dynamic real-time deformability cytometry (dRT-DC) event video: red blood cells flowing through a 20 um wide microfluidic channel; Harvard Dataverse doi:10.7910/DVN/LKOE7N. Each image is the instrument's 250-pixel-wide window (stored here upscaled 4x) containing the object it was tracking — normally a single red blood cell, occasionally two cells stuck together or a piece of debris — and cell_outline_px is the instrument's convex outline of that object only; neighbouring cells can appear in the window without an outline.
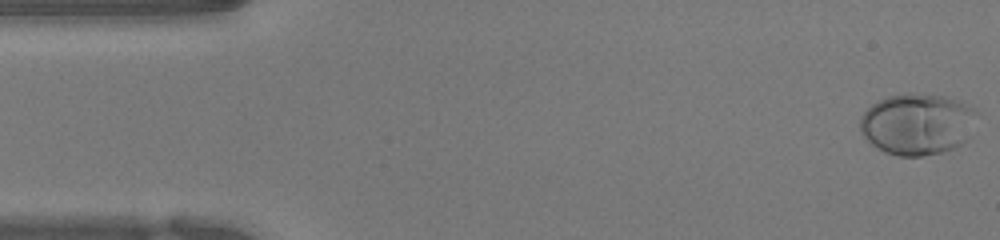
{"species": "human", "species_latin": "Homo sapiens", "temperature_condition": "warm", "stored_images_in_passage": 51, "camera_frame_rate_fps": 3000, "um_per_image_px": 0.085, "donor": {"sex": "female"}, "frame": {"image": 1, "passage_image": 1, "time_ms": 0.0, "image_size_px": [1000, 240], "cell_outline_px": [[976, 112], [968, 136], [956, 148], [940, 152], [920, 156], [900, 156], [884, 152], [872, 144], [860, 132], [860, 120], [864, 112], [872, 104], [888, 96], [908, 92], [912, 92], [944, 96], [956, 100], [972, 108]], "centroid_in_image_um": [77.92, 10.54], "position_along_channel_um": 7.1, "area_um2": 41.38}}
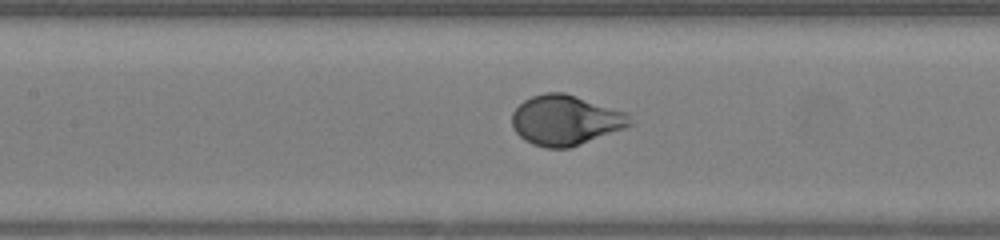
{"frame": {"image": 2, "passage_image": 22, "time_ms": 7.0, "image_size_px": [1000, 240], "cell_outline_px": [[632, 124], [624, 128], [580, 144], [568, 148], [544, 148], [532, 144], [524, 140], [512, 128], [512, 112], [524, 100], [532, 96], [544, 92], [564, 92], [628, 112]], "centroid_in_image_um": [48.05, 10.21], "position_along_channel_um": 159.4, "area_um2": 34.45}}
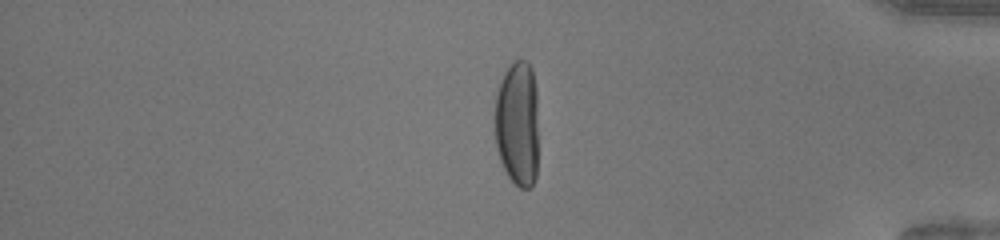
{"frame": {"image": 3, "passage_image": 42, "time_ms": 13.667, "image_size_px": [1000, 240], "cell_outline_px": [[536, 176], [532, 188], [520, 188], [508, 176], [500, 160], [496, 148], [496, 92], [500, 80], [504, 72], [516, 60], [528, 60], [532, 68], [536, 88]], "centroid_in_image_um": [43.98, 10.49], "position_along_channel_um": 391.2, "area_um2": 31.79}, "authors_computed_cell_mechanics": {"area_um2": 34.7378, "velocity_mm_per_s": 3.9583, "shape_relaxation_time_tau1_ms": 3.1957, "shape_relaxation_time_tau2_ms": null, "deformation_change_tau1": 0.2018, "deformation_change_tau2": null}}